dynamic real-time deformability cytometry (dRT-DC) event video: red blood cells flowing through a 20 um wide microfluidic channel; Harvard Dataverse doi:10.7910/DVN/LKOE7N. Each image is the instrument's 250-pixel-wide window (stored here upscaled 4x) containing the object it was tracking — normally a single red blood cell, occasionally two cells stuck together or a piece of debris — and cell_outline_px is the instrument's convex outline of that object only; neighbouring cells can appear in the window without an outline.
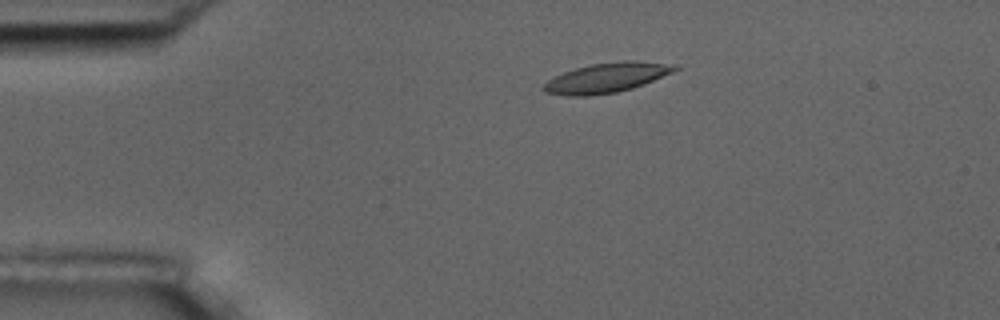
{"species": "common noctule bat (a hibernating species)", "species_latin": "Nyctalus noctula", "temperature_condition": "room temperature", "stored_images_in_passage": 46, "camera_frame_rate_fps": 3000, "um_per_image_px": 0.085, "animal": {"sex": "male", "body_mass_g": 17.5, "forearm_length_mm": 52.3}, "frame": {"image": 1, "passage_image": 1, "time_ms": 0.0, "image_size_px": [1000, 320], "cell_outline_px": [[680, 68], [672, 72], [644, 84], [632, 88], [616, 92], [588, 96], [568, 96], [544, 92], [540, 88], [548, 80], [564, 72], [576, 68], [592, 64], [624, 60], [636, 60], [676, 64]], "centroid_in_image_um": [51.58, 6.6], "position_along_channel_um": 33.4, "area_um2": 22.77}}
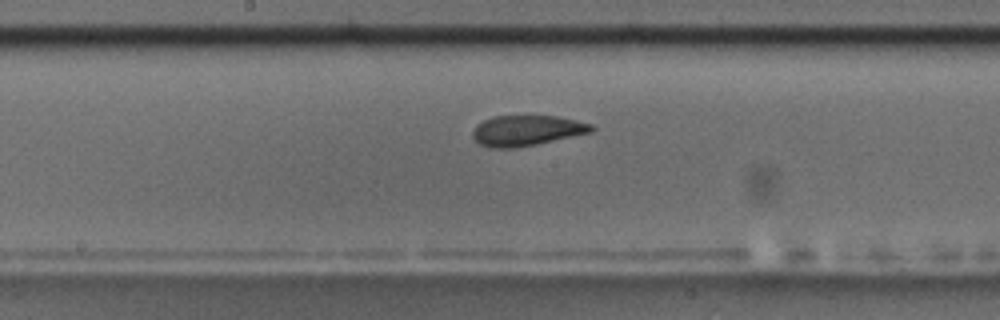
{"frame": {"image": 2, "passage_image": 19, "time_ms": 6.0, "image_size_px": [1000, 320], "cell_outline_px": [[596, 128], [592, 132], [536, 144], [512, 148], [492, 148], [480, 144], [472, 136], [472, 132], [476, 124], [492, 116], [556, 116], [592, 124]], "centroid_in_image_um": [44.75, 11.09], "position_along_channel_um": 203.4, "area_um2": 20.98}}
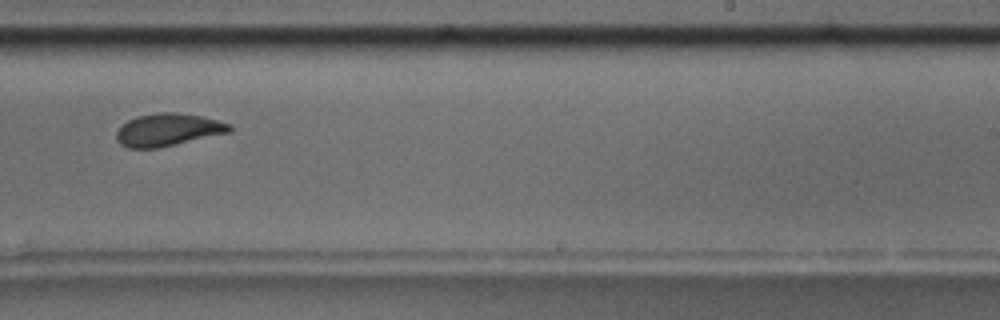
{"frame": {"image": 3, "passage_image": 25, "time_ms": 8.0, "image_size_px": [1000, 320], "cell_outline_px": [[232, 132], [160, 148], [128, 148], [120, 144], [116, 140], [116, 132], [120, 124], [136, 116], [160, 112], [176, 112], [200, 116], [232, 124]], "centroid_in_image_um": [14.27, 11.04], "position_along_channel_um": 274.7, "area_um2": 21.79}, "authors_computed_cell_mechanics": {"area_um2": 21.8484, "velocity_mm_per_s": 3.5721, "shape_relaxation_time_tau1_ms": 4.4318, "shape_relaxation_time_tau2_ms": 2.0128, "deformation_change_tau1": 0.1466, "deformation_change_tau2": 0.0573}}